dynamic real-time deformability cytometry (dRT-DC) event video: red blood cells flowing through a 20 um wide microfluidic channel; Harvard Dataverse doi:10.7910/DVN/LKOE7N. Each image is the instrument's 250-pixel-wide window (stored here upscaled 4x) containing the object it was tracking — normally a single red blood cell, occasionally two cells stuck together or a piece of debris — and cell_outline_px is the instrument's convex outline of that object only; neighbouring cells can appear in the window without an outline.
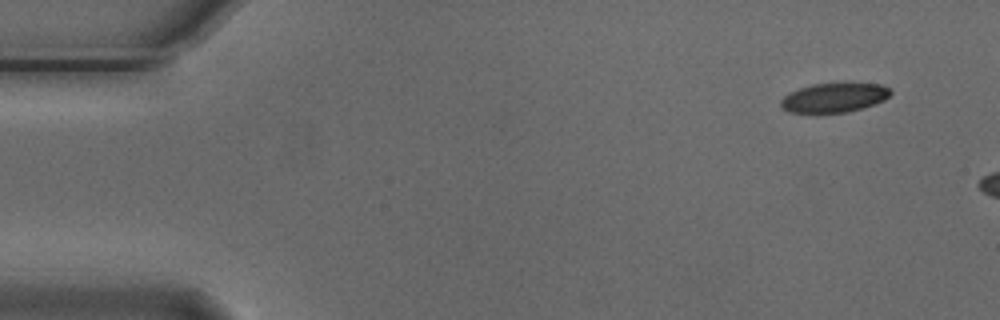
{"species": "Egyptian fruit bat (a non-hibernating species)", "species_latin": "Rousettus aegyptiacus", "temperature_condition": "cold", "stored_images_in_passage": 3, "camera_frame_rate_fps": 3000, "um_per_image_px": 0.085, "animal": {"sex": "male"}, "frame": {"image": 1, "passage_image": 1, "time_ms": 0.0, "image_size_px": [1000, 320], "cell_outline_px": [[892, 92], [884, 100], [848, 112], [788, 112], [780, 104], [780, 100], [788, 92], [812, 84], [880, 84], [888, 88]], "centroid_in_image_um": [70.86, 8.3], "position_along_channel_um": 14.1, "area_um2": 18.26}}